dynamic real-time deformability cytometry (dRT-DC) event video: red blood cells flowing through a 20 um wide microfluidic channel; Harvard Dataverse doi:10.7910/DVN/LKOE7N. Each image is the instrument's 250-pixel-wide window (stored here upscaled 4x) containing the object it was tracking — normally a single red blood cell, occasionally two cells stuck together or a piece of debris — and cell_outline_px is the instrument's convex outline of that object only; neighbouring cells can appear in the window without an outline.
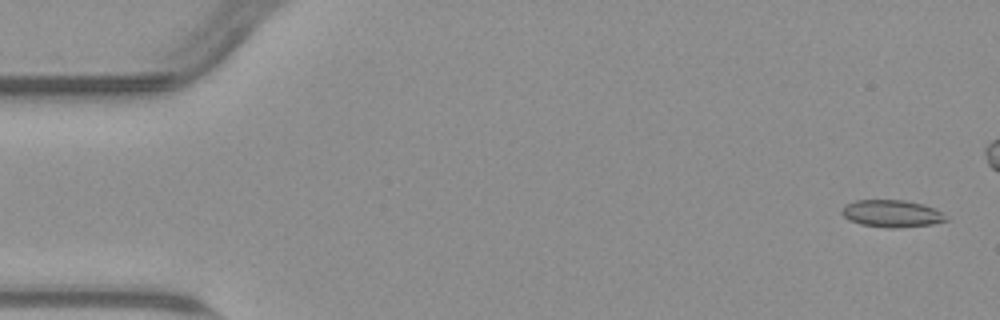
{"species": "common noctule bat (a hibernating species)", "species_latin": "Nyctalus noctula", "temperature_condition": "warm", "stored_images_in_passage": 47, "camera_frame_rate_fps": 3000, "um_per_image_px": 0.085, "animal": {"sex": "male", "body_mass_g": 23.1, "forearm_length_mm": 52.7}, "frame": {"image": 1, "passage_image": 2, "time_ms": 0.333, "image_size_px": [1000, 320], "cell_outline_px": [[948, 220], [932, 224], [896, 228], [888, 228], [860, 224], [848, 220], [840, 212], [844, 204], [856, 200], [904, 200], [924, 204], [936, 208]], "centroid_in_image_um": [75.76, 18.15], "position_along_channel_um": 9.2, "area_um2": 16.59}}
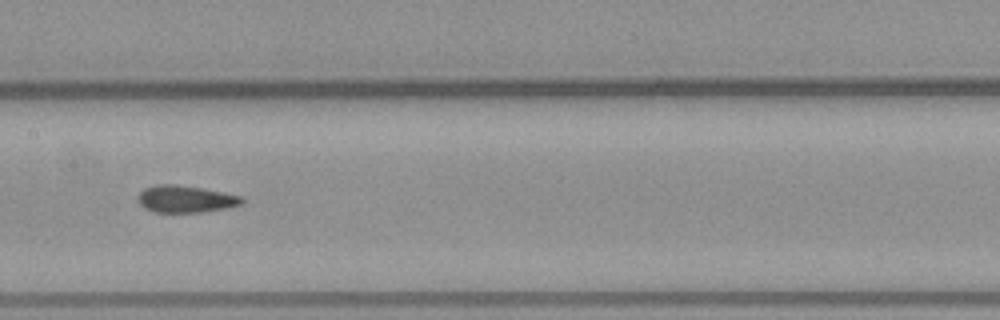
{"frame": {"image": 2, "passage_image": 27, "time_ms": 8.667, "image_size_px": [1000, 320], "cell_outline_px": [[244, 200], [240, 204], [228, 208], [200, 212], [156, 212], [144, 208], [136, 200], [140, 192], [144, 188], [156, 184], [176, 184], [224, 192], [240, 196]], "centroid_in_image_um": [15.73, 16.91], "position_along_channel_um": 191.7, "area_um2": 16.36}}
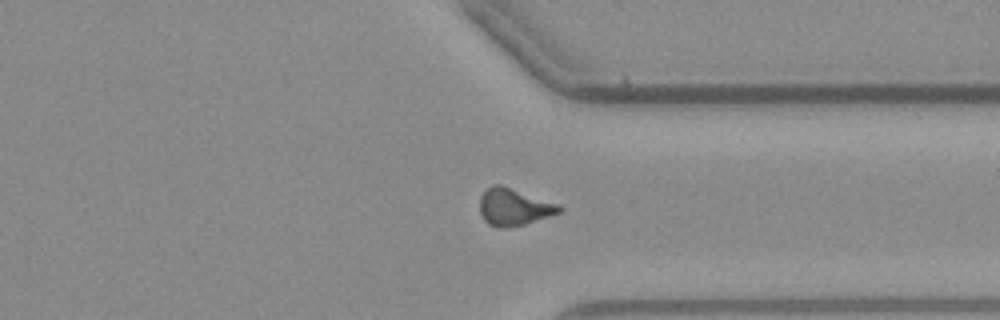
{"frame": {"image": 3, "passage_image": 41, "time_ms": 13.333, "image_size_px": [1000, 320], "cell_outline_px": [[564, 208], [560, 212], [524, 224], [508, 228], [500, 228], [488, 224], [484, 220], [480, 212], [480, 196], [492, 184], [500, 184], [560, 204]], "centroid_in_image_um": [43.68, 17.59], "position_along_channel_um": 367.7, "area_um2": 17.17}}